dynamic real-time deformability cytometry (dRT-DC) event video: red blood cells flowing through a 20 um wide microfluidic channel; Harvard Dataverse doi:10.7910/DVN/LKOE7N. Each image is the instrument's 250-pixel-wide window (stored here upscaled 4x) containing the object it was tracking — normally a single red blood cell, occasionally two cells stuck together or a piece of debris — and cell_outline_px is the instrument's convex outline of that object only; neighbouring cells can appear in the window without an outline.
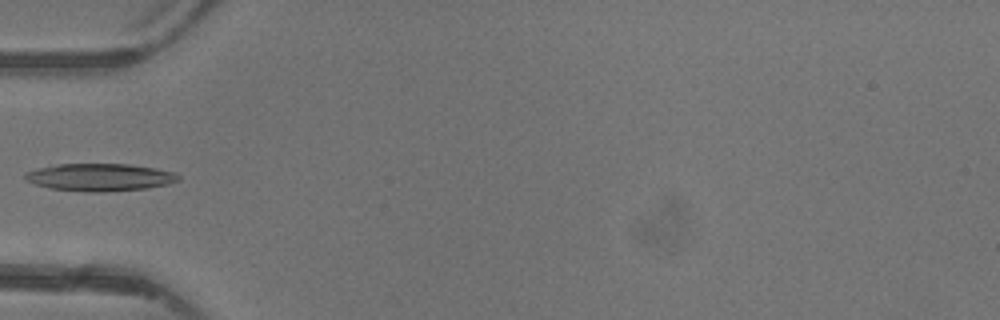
{"species": "common noctule bat (a hibernating species)", "species_latin": "Nyctalus noctula", "temperature_condition": "warm", "stored_images_in_passage": 5, "camera_frame_rate_fps": 3000, "um_per_image_px": 0.085, "animal": {"sex": "female"}, "frame": {"image": 1, "passage_image": 5, "time_ms": 5.667, "image_size_px": [1000, 320], "cell_outline_px": [[180, 180], [168, 184], [148, 188], [100, 192], [84, 192], [48, 188], [24, 180], [24, 172], [36, 168], [56, 164], [128, 164], [156, 168], [176, 172], [180, 176]], "centroid_in_image_um": [8.47, 15.06], "position_along_channel_um": 76.5, "area_um2": 24.85}}